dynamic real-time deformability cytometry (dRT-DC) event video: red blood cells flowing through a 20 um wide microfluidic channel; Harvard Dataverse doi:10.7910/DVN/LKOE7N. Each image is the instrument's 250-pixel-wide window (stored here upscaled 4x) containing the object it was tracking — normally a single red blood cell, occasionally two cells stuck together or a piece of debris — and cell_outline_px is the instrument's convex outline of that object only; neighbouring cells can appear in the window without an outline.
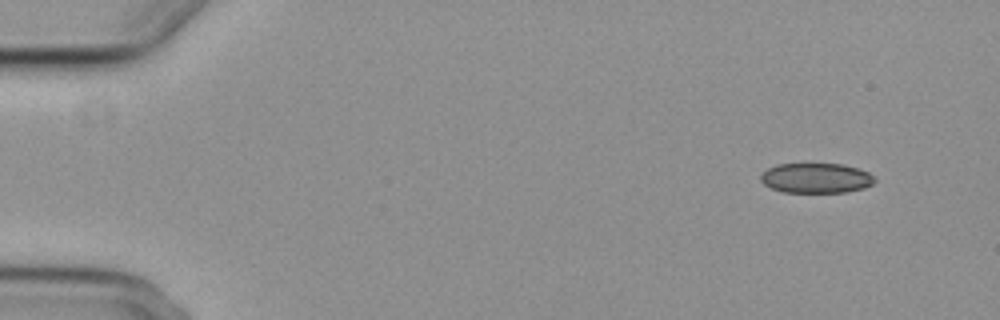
{"species": "common noctule bat (a hibernating species)", "species_latin": "Nyctalus noctula", "temperature_condition": "cold", "stored_images_in_passage": 4, "camera_frame_rate_fps": 3000, "um_per_image_px": 0.085, "animal": {"sex": "female", "body_mass_g": 29.2, "forearm_length_mm": 56.3}, "frame": {"image": 1, "passage_image": 1, "time_ms": 0.0, "image_size_px": [1000, 320], "cell_outline_px": [[876, 180], [872, 184], [864, 188], [848, 192], [784, 192], [772, 188], [764, 184], [760, 180], [760, 176], [768, 168], [776, 164], [840, 164], [856, 168], [868, 172]], "centroid_in_image_um": [69.36, 15.14], "position_along_channel_um": 15.6, "area_um2": 19.77}}